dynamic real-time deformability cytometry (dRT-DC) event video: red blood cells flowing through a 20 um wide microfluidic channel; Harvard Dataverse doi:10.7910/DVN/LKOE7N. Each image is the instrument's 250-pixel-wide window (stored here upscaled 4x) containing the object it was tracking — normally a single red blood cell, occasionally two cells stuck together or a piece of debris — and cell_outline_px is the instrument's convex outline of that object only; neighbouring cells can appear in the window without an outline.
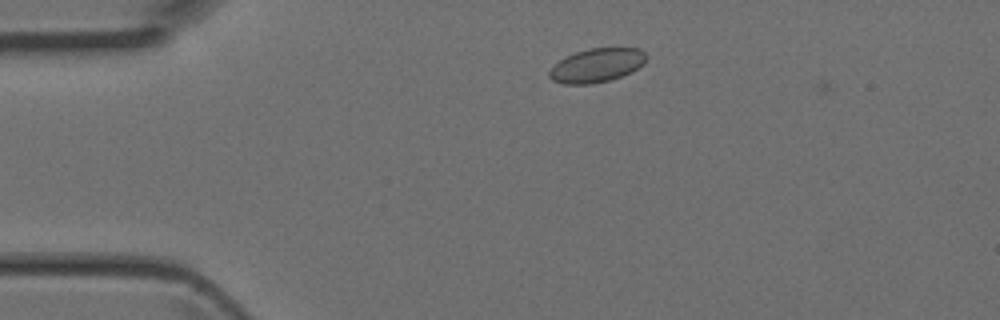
{"species": "Egyptian fruit bat (a non-hibernating species)", "species_latin": "Rousettus aegyptiacus", "temperature_condition": "room temperature", "stored_images_in_passage": 2, "camera_frame_rate_fps": 3000, "um_per_image_px": 0.085, "animal": {"sex": "female"}, "frame": {"image": 1, "passage_image": 1, "time_ms": 0.0, "image_size_px": [1000, 320], "cell_outline_px": [[648, 56], [644, 64], [620, 76], [608, 80], [592, 84], [564, 84], [552, 80], [548, 76], [548, 72], [564, 56], [588, 48], [640, 48]], "centroid_in_image_um": [50.71, 5.54], "position_along_channel_um": 34.3, "area_um2": 19.02}}